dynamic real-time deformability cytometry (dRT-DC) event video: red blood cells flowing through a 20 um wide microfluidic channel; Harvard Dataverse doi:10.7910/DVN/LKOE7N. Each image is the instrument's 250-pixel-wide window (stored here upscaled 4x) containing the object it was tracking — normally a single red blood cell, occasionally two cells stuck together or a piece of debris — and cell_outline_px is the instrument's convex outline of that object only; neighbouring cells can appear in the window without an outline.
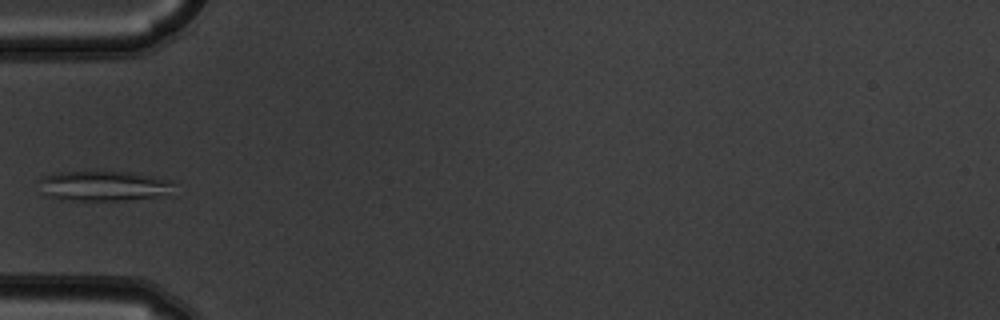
{"species": "common noctule bat (a hibernating species)", "species_latin": "Nyctalus noctula", "temperature_condition": "warm", "stored_images_in_passage": 6, "camera_frame_rate_fps": 3000, "um_per_image_px": 0.085, "animal": {"sex": "male", "body_mass_g": 19.5, "forearm_length_mm": 54.6}, "frame": {"image": 1, "passage_image": 5, "time_ms": 1.333, "image_size_px": [1000, 320], "cell_outline_px": [[176, 196], [124, 200], [72, 200], [52, 196], [36, 180], [40, 176], [56, 172], [128, 172], [156, 176], [172, 180]], "centroid_in_image_um": [9.01, 15.8], "position_along_channel_um": 76.0, "area_um2": 23.93}}
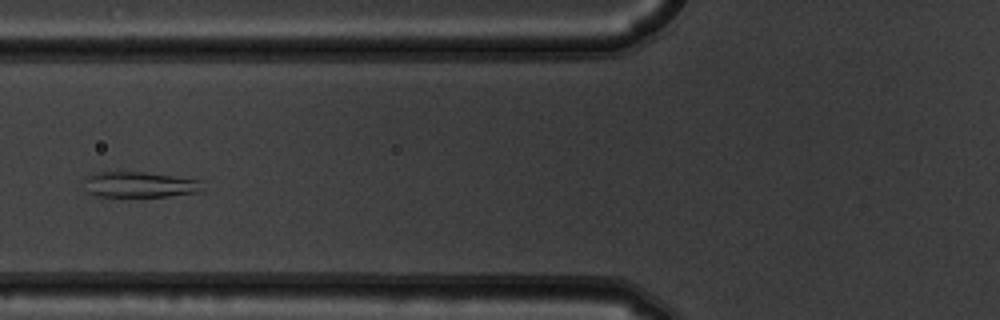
{"frame": {"image": 2, "passage_image": 6, "time_ms": 1.667, "image_size_px": [1000, 320], "cell_outline_px": [[204, 192], [168, 196], [96, 196], [88, 192], [84, 180], [88, 176], [96, 172], [144, 172], [204, 180]], "centroid_in_image_um": [11.98, 15.69], "position_along_channel_um": 113.8, "area_um2": 17.86}}